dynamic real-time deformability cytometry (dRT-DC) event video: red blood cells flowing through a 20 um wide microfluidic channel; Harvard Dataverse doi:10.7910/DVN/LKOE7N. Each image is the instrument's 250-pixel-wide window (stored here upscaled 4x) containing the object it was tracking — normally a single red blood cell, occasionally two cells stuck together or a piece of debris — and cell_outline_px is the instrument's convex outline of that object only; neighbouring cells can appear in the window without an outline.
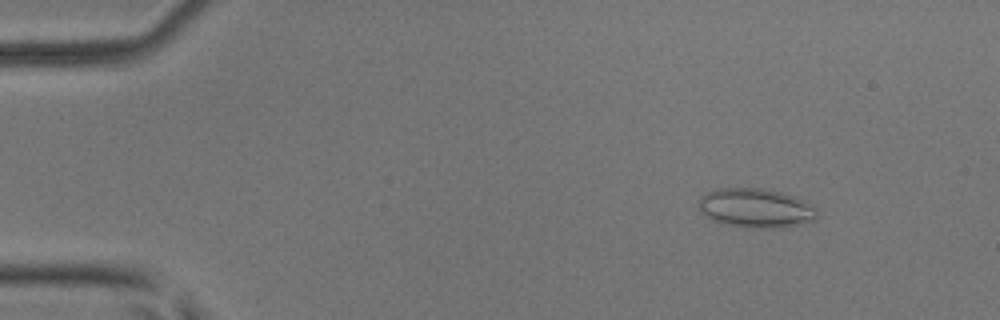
{"species": "common noctule bat (a hibernating species)", "species_latin": "Nyctalus noctula", "temperature_condition": "room temperature", "stored_images_in_passage": 53, "camera_frame_rate_fps": 3000, "um_per_image_px": 0.085, "animal": {"sex": "male", "body_mass_g": 17.9, "forearm_length_mm": 54.2}, "frame": {"image": 1, "passage_image": 7, "time_ms": 2.0, "image_size_px": [1000, 320], "cell_outline_px": [[820, 216], [816, 220], [780, 228], [752, 228], [724, 224], [712, 220], [700, 212], [700, 196], [716, 188], [760, 188], [784, 192], [796, 196], [804, 200], [816, 208]], "centroid_in_image_um": [64.28, 17.68], "position_along_channel_um": 20.7, "area_um2": 27.4}}
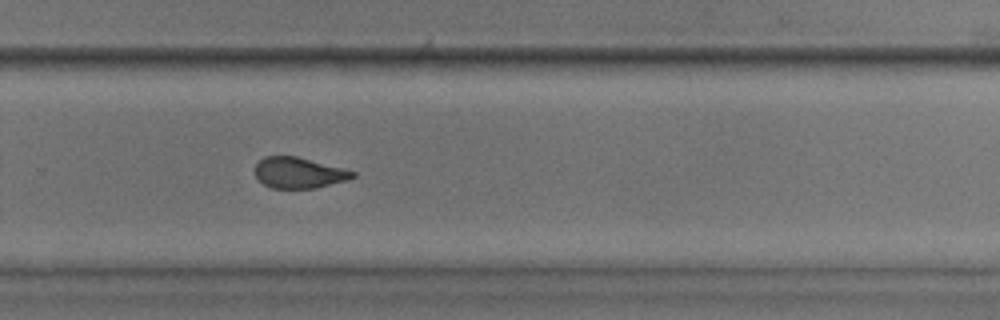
{"frame": {"image": 2, "passage_image": 36, "time_ms": 11.667, "image_size_px": [1000, 320], "cell_outline_px": [[356, 176], [348, 180], [316, 188], [272, 188], [264, 184], [256, 176], [256, 164], [264, 156], [296, 156], [356, 172]], "centroid_in_image_um": [25.41, 14.69], "position_along_channel_um": 304.4, "area_um2": 17.34}}
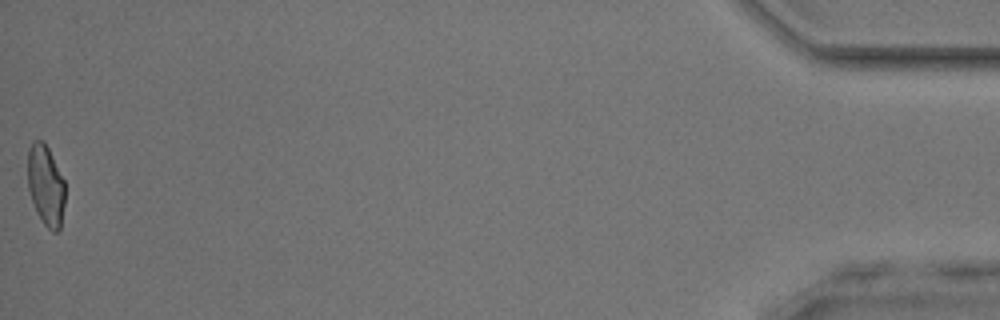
{"frame": {"image": 3, "passage_image": 53, "time_ms": 17.333, "image_size_px": [1000, 320], "cell_outline_px": [[64, 204], [60, 228], [56, 232], [52, 232], [44, 224], [36, 212], [28, 188], [28, 148], [32, 140], [44, 140], [64, 180]], "centroid_in_image_um": [3.88, 15.74], "position_along_channel_um": 431.3, "area_um2": 17.51}, "authors_computed_cell_mechanics": {"area_um2": 18.9006, "velocity_mm_per_s": 3.9332, "shape_relaxation_time_tau1_ms": 10.2468, "shape_relaxation_time_tau2_ms": 1.5615, "deformation_change_tau1": 0.195, "deformation_change_tau2": 0.0783}}